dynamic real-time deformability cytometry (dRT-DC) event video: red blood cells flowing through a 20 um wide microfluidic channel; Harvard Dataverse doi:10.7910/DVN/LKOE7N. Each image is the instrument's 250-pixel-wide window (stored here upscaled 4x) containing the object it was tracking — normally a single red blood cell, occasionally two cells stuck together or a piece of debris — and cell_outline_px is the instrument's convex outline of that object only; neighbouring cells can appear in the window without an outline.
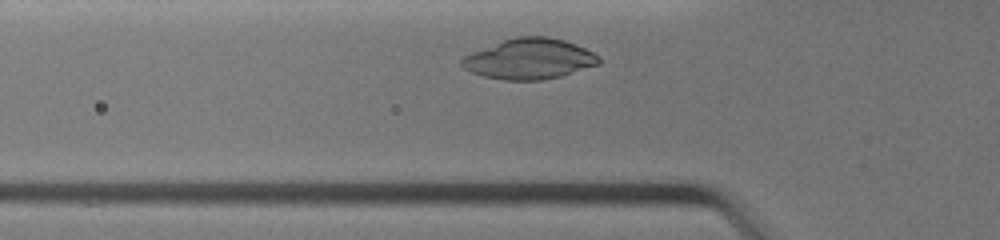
{"species": "common noctule bat (a hibernating species)", "species_latin": "Nyctalus noctula", "temperature_condition": "warm", "stored_images_in_passage": 23, "camera_frame_rate_fps": 3000, "um_per_image_px": 0.085, "animal": {"sex": "female", "body_mass_g": 19.0, "forearm_length_mm": 51.5}, "frame": {"image": 1, "passage_image": 3, "time_ms": 0.667, "image_size_px": [1000, 240], "cell_outline_px": [[600, 64], [560, 76], [540, 80], [504, 80], [484, 76], [472, 72], [464, 68], [460, 64], [460, 60], [464, 56], [472, 52], [504, 40], [516, 36], [548, 36], [564, 40], [576, 44], [600, 56]], "centroid_in_image_um": [45.01, 5.0], "position_along_channel_um": 80.8, "area_um2": 32.19}}
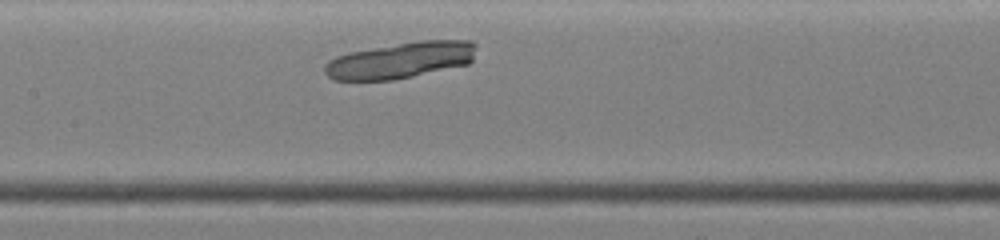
{"frame": {"image": 2, "passage_image": 9, "time_ms": 2.667, "image_size_px": [1000, 240], "cell_outline_px": [[476, 48], [472, 60], [468, 64], [412, 76], [392, 80], [332, 80], [324, 72], [324, 64], [328, 60], [336, 56], [348, 52], [416, 40], [472, 40], [476, 44]], "centroid_in_image_um": [34.03, 5.11], "position_along_channel_um": 173.4, "area_um2": 32.19}}
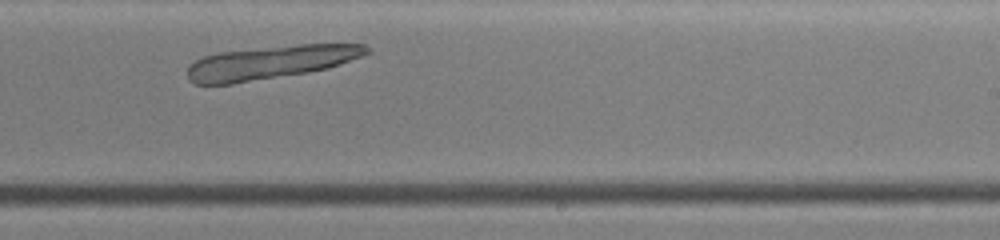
{"frame": {"image": 3, "passage_image": 15, "time_ms": 4.667, "image_size_px": [1000, 240], "cell_outline_px": [[372, 52], [340, 64], [328, 68], [308, 72], [232, 84], [196, 84], [188, 80], [188, 68], [196, 60], [204, 56], [220, 52], [300, 44], [364, 44]], "centroid_in_image_um": [23.01, 5.3], "position_along_channel_um": 266.0, "area_um2": 34.51}}